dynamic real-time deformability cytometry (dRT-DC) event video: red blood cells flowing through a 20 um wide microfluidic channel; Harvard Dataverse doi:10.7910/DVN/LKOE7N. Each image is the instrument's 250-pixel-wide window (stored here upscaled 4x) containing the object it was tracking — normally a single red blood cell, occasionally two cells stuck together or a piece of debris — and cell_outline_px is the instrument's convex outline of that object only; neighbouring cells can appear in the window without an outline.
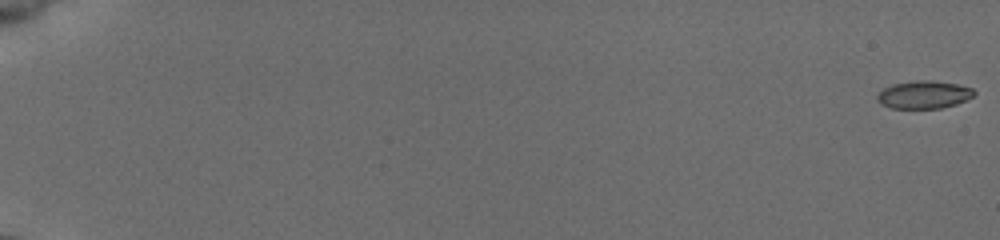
{"species": "common noctule bat (a hibernating species)", "species_latin": "Nyctalus noctula", "temperature_condition": "cold", "stored_images_in_passage": 55, "camera_frame_rate_fps": 3000, "um_per_image_px": 0.085, "animal": {"sex": "female", "body_mass_g": 19.5, "forearm_length_mm": 54.1}, "frame": {"image": 1, "passage_image": 1, "time_ms": 0.0, "image_size_px": [1000, 240], "cell_outline_px": [[976, 92], [972, 96], [956, 104], [940, 108], [892, 108], [880, 104], [876, 100], [876, 96], [884, 88], [892, 84], [916, 80], [932, 80], [956, 84], [972, 88]], "centroid_in_image_um": [78.49, 8.04], "position_along_channel_um": 6.5, "area_um2": 15.61}}
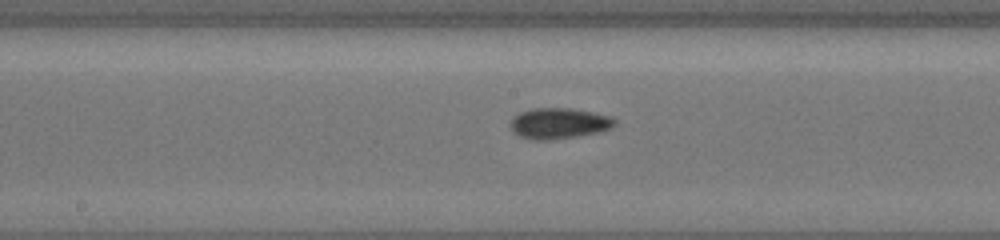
{"frame": {"image": 2, "passage_image": 32, "time_ms": 10.333, "image_size_px": [1000, 240], "cell_outline_px": [[616, 124], [612, 128], [600, 132], [576, 136], [544, 140], [532, 140], [520, 136], [512, 128], [512, 116], [520, 112], [532, 108], [568, 108], [592, 112], [608, 116], [616, 120]], "centroid_in_image_um": [47.52, 10.48], "position_along_channel_um": 200.7, "area_um2": 18.5}}
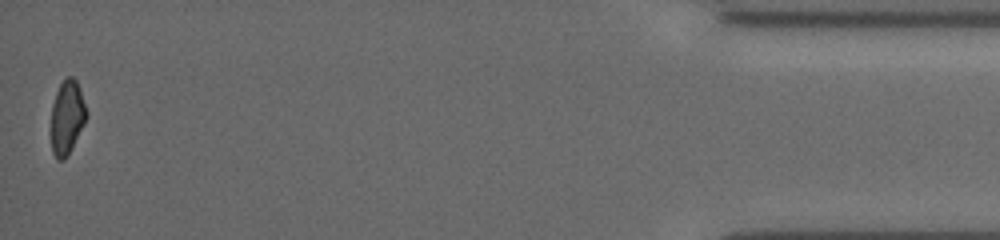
{"frame": {"image": 3, "passage_image": 55, "time_ms": 18.0, "image_size_px": [1000, 240], "cell_outline_px": [[88, 116], [68, 156], [64, 160], [56, 160], [52, 152], [52, 104], [56, 92], [60, 84], [68, 76], [72, 76], [76, 80], [80, 88], [88, 112]], "centroid_in_image_um": [5.72, 9.98], "position_along_channel_um": 429.5, "area_um2": 15.32}, "authors_computed_cell_mechanics": {"area_um2": 16.4152, "velocity_mm_per_s": 3.9589, "shape_relaxation_time_tau1_ms": 2.9295, "shape_relaxation_time_tau2_ms": 5.1283, "deformation_change_tau1": 0.107, "deformation_change_tau2": 0.1016}}